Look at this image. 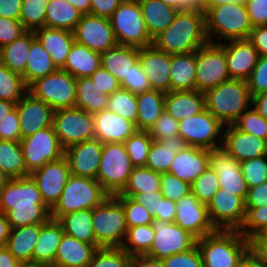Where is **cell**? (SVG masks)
I'll use <instances>...</instances> for the list:
<instances>
[{"instance_id": "1", "label": "cell", "mask_w": 267, "mask_h": 267, "mask_svg": "<svg viewBox=\"0 0 267 267\" xmlns=\"http://www.w3.org/2000/svg\"><path fill=\"white\" fill-rule=\"evenodd\" d=\"M0 211L6 214L11 228L44 224L51 218L31 176L10 179L0 190Z\"/></svg>"}, {"instance_id": "2", "label": "cell", "mask_w": 267, "mask_h": 267, "mask_svg": "<svg viewBox=\"0 0 267 267\" xmlns=\"http://www.w3.org/2000/svg\"><path fill=\"white\" fill-rule=\"evenodd\" d=\"M208 42L205 13L187 9L179 10L172 24L152 39L156 49L169 55L195 52Z\"/></svg>"}, {"instance_id": "3", "label": "cell", "mask_w": 267, "mask_h": 267, "mask_svg": "<svg viewBox=\"0 0 267 267\" xmlns=\"http://www.w3.org/2000/svg\"><path fill=\"white\" fill-rule=\"evenodd\" d=\"M203 267H236L249 251V241L239 230L217 229L197 239Z\"/></svg>"}, {"instance_id": "4", "label": "cell", "mask_w": 267, "mask_h": 267, "mask_svg": "<svg viewBox=\"0 0 267 267\" xmlns=\"http://www.w3.org/2000/svg\"><path fill=\"white\" fill-rule=\"evenodd\" d=\"M205 108L224 126L233 124L250 107L247 81L230 79L204 93Z\"/></svg>"}, {"instance_id": "5", "label": "cell", "mask_w": 267, "mask_h": 267, "mask_svg": "<svg viewBox=\"0 0 267 267\" xmlns=\"http://www.w3.org/2000/svg\"><path fill=\"white\" fill-rule=\"evenodd\" d=\"M206 35L210 43L216 36L225 41L248 39L253 26L245 3L230 2L211 7L205 13ZM215 36V37H214Z\"/></svg>"}, {"instance_id": "6", "label": "cell", "mask_w": 267, "mask_h": 267, "mask_svg": "<svg viewBox=\"0 0 267 267\" xmlns=\"http://www.w3.org/2000/svg\"><path fill=\"white\" fill-rule=\"evenodd\" d=\"M109 196L96 179L70 175L59 201L51 209V218L58 220L70 212L93 210Z\"/></svg>"}, {"instance_id": "7", "label": "cell", "mask_w": 267, "mask_h": 267, "mask_svg": "<svg viewBox=\"0 0 267 267\" xmlns=\"http://www.w3.org/2000/svg\"><path fill=\"white\" fill-rule=\"evenodd\" d=\"M92 230L101 247H121L127 234L123 205L116 196L107 197L92 210Z\"/></svg>"}, {"instance_id": "8", "label": "cell", "mask_w": 267, "mask_h": 267, "mask_svg": "<svg viewBox=\"0 0 267 267\" xmlns=\"http://www.w3.org/2000/svg\"><path fill=\"white\" fill-rule=\"evenodd\" d=\"M109 21L118 45L137 48L152 45L138 0H123Z\"/></svg>"}, {"instance_id": "9", "label": "cell", "mask_w": 267, "mask_h": 267, "mask_svg": "<svg viewBox=\"0 0 267 267\" xmlns=\"http://www.w3.org/2000/svg\"><path fill=\"white\" fill-rule=\"evenodd\" d=\"M132 169L124 143L103 144L96 180L110 196H115L124 189Z\"/></svg>"}, {"instance_id": "10", "label": "cell", "mask_w": 267, "mask_h": 267, "mask_svg": "<svg viewBox=\"0 0 267 267\" xmlns=\"http://www.w3.org/2000/svg\"><path fill=\"white\" fill-rule=\"evenodd\" d=\"M28 92L54 110L75 107L76 78L62 69L39 78L28 86Z\"/></svg>"}, {"instance_id": "11", "label": "cell", "mask_w": 267, "mask_h": 267, "mask_svg": "<svg viewBox=\"0 0 267 267\" xmlns=\"http://www.w3.org/2000/svg\"><path fill=\"white\" fill-rule=\"evenodd\" d=\"M196 90L202 93L230 80L225 49L208 42L195 51Z\"/></svg>"}, {"instance_id": "12", "label": "cell", "mask_w": 267, "mask_h": 267, "mask_svg": "<svg viewBox=\"0 0 267 267\" xmlns=\"http://www.w3.org/2000/svg\"><path fill=\"white\" fill-rule=\"evenodd\" d=\"M53 128L64 149L95 138L93 116L77 107L54 110Z\"/></svg>"}, {"instance_id": "13", "label": "cell", "mask_w": 267, "mask_h": 267, "mask_svg": "<svg viewBox=\"0 0 267 267\" xmlns=\"http://www.w3.org/2000/svg\"><path fill=\"white\" fill-rule=\"evenodd\" d=\"M178 127L179 136L185 140L188 146L208 150L222 147L223 134L221 131L224 125L206 108L197 115L179 121Z\"/></svg>"}, {"instance_id": "14", "label": "cell", "mask_w": 267, "mask_h": 267, "mask_svg": "<svg viewBox=\"0 0 267 267\" xmlns=\"http://www.w3.org/2000/svg\"><path fill=\"white\" fill-rule=\"evenodd\" d=\"M25 165L29 174L48 162L57 161L64 156L53 126L38 130L20 140Z\"/></svg>"}, {"instance_id": "15", "label": "cell", "mask_w": 267, "mask_h": 267, "mask_svg": "<svg viewBox=\"0 0 267 267\" xmlns=\"http://www.w3.org/2000/svg\"><path fill=\"white\" fill-rule=\"evenodd\" d=\"M154 233L150 250L145 254L163 260L171 255L189 251L197 245V238L174 222L154 220Z\"/></svg>"}, {"instance_id": "16", "label": "cell", "mask_w": 267, "mask_h": 267, "mask_svg": "<svg viewBox=\"0 0 267 267\" xmlns=\"http://www.w3.org/2000/svg\"><path fill=\"white\" fill-rule=\"evenodd\" d=\"M208 212L216 229L239 230L246 216L245 201L240 196L219 189L208 205Z\"/></svg>"}, {"instance_id": "17", "label": "cell", "mask_w": 267, "mask_h": 267, "mask_svg": "<svg viewBox=\"0 0 267 267\" xmlns=\"http://www.w3.org/2000/svg\"><path fill=\"white\" fill-rule=\"evenodd\" d=\"M74 40L99 53L117 45L109 18L82 15L73 30Z\"/></svg>"}, {"instance_id": "18", "label": "cell", "mask_w": 267, "mask_h": 267, "mask_svg": "<svg viewBox=\"0 0 267 267\" xmlns=\"http://www.w3.org/2000/svg\"><path fill=\"white\" fill-rule=\"evenodd\" d=\"M174 223L197 239L217 230L210 221L208 206L201 203L192 193L176 202Z\"/></svg>"}, {"instance_id": "19", "label": "cell", "mask_w": 267, "mask_h": 267, "mask_svg": "<svg viewBox=\"0 0 267 267\" xmlns=\"http://www.w3.org/2000/svg\"><path fill=\"white\" fill-rule=\"evenodd\" d=\"M30 176L40 191L43 202L52 209L59 201L61 193L70 176L69 165L63 156L57 161L48 162Z\"/></svg>"}, {"instance_id": "20", "label": "cell", "mask_w": 267, "mask_h": 267, "mask_svg": "<svg viewBox=\"0 0 267 267\" xmlns=\"http://www.w3.org/2000/svg\"><path fill=\"white\" fill-rule=\"evenodd\" d=\"M209 166L218 175L220 189L240 196L244 201L248 187L240 163L222 147L210 150Z\"/></svg>"}, {"instance_id": "21", "label": "cell", "mask_w": 267, "mask_h": 267, "mask_svg": "<svg viewBox=\"0 0 267 267\" xmlns=\"http://www.w3.org/2000/svg\"><path fill=\"white\" fill-rule=\"evenodd\" d=\"M103 143L94 138L64 149L70 175L96 179Z\"/></svg>"}, {"instance_id": "22", "label": "cell", "mask_w": 267, "mask_h": 267, "mask_svg": "<svg viewBox=\"0 0 267 267\" xmlns=\"http://www.w3.org/2000/svg\"><path fill=\"white\" fill-rule=\"evenodd\" d=\"M19 116L21 139L53 126L54 109L27 92L15 105Z\"/></svg>"}, {"instance_id": "23", "label": "cell", "mask_w": 267, "mask_h": 267, "mask_svg": "<svg viewBox=\"0 0 267 267\" xmlns=\"http://www.w3.org/2000/svg\"><path fill=\"white\" fill-rule=\"evenodd\" d=\"M216 44H220L225 49L230 78L247 81L259 58L252 43L248 39H238L219 41Z\"/></svg>"}, {"instance_id": "24", "label": "cell", "mask_w": 267, "mask_h": 267, "mask_svg": "<svg viewBox=\"0 0 267 267\" xmlns=\"http://www.w3.org/2000/svg\"><path fill=\"white\" fill-rule=\"evenodd\" d=\"M138 62L152 90L164 93L171 91L169 54L156 49L153 45L139 48Z\"/></svg>"}, {"instance_id": "25", "label": "cell", "mask_w": 267, "mask_h": 267, "mask_svg": "<svg viewBox=\"0 0 267 267\" xmlns=\"http://www.w3.org/2000/svg\"><path fill=\"white\" fill-rule=\"evenodd\" d=\"M223 129L222 148L239 163L267 155V141L237 129L233 124Z\"/></svg>"}, {"instance_id": "26", "label": "cell", "mask_w": 267, "mask_h": 267, "mask_svg": "<svg viewBox=\"0 0 267 267\" xmlns=\"http://www.w3.org/2000/svg\"><path fill=\"white\" fill-rule=\"evenodd\" d=\"M209 160L210 150L187 146L176 153L167 173L191 185L209 166Z\"/></svg>"}, {"instance_id": "27", "label": "cell", "mask_w": 267, "mask_h": 267, "mask_svg": "<svg viewBox=\"0 0 267 267\" xmlns=\"http://www.w3.org/2000/svg\"><path fill=\"white\" fill-rule=\"evenodd\" d=\"M95 138L105 143H124L137 129L133 122L110 110H102L92 115Z\"/></svg>"}, {"instance_id": "28", "label": "cell", "mask_w": 267, "mask_h": 267, "mask_svg": "<svg viewBox=\"0 0 267 267\" xmlns=\"http://www.w3.org/2000/svg\"><path fill=\"white\" fill-rule=\"evenodd\" d=\"M100 247L64 234L59 243L54 264L63 267H86Z\"/></svg>"}, {"instance_id": "29", "label": "cell", "mask_w": 267, "mask_h": 267, "mask_svg": "<svg viewBox=\"0 0 267 267\" xmlns=\"http://www.w3.org/2000/svg\"><path fill=\"white\" fill-rule=\"evenodd\" d=\"M35 37L51 56L54 64L61 69L73 45V32L64 29L42 27L34 31Z\"/></svg>"}, {"instance_id": "30", "label": "cell", "mask_w": 267, "mask_h": 267, "mask_svg": "<svg viewBox=\"0 0 267 267\" xmlns=\"http://www.w3.org/2000/svg\"><path fill=\"white\" fill-rule=\"evenodd\" d=\"M164 109L177 121L188 119L205 109V95L197 90L170 91L165 95Z\"/></svg>"}, {"instance_id": "31", "label": "cell", "mask_w": 267, "mask_h": 267, "mask_svg": "<svg viewBox=\"0 0 267 267\" xmlns=\"http://www.w3.org/2000/svg\"><path fill=\"white\" fill-rule=\"evenodd\" d=\"M63 235L64 230L58 220L50 218L46 223L42 224L38 241L32 253V264L42 266L54 263Z\"/></svg>"}, {"instance_id": "32", "label": "cell", "mask_w": 267, "mask_h": 267, "mask_svg": "<svg viewBox=\"0 0 267 267\" xmlns=\"http://www.w3.org/2000/svg\"><path fill=\"white\" fill-rule=\"evenodd\" d=\"M101 66V54L76 41L61 68L74 78L90 77Z\"/></svg>"}, {"instance_id": "33", "label": "cell", "mask_w": 267, "mask_h": 267, "mask_svg": "<svg viewBox=\"0 0 267 267\" xmlns=\"http://www.w3.org/2000/svg\"><path fill=\"white\" fill-rule=\"evenodd\" d=\"M100 54L101 66L121 83L131 67L138 62L139 48L117 44Z\"/></svg>"}, {"instance_id": "34", "label": "cell", "mask_w": 267, "mask_h": 267, "mask_svg": "<svg viewBox=\"0 0 267 267\" xmlns=\"http://www.w3.org/2000/svg\"><path fill=\"white\" fill-rule=\"evenodd\" d=\"M148 35L153 39L173 22L179 10L161 0H138Z\"/></svg>"}, {"instance_id": "35", "label": "cell", "mask_w": 267, "mask_h": 267, "mask_svg": "<svg viewBox=\"0 0 267 267\" xmlns=\"http://www.w3.org/2000/svg\"><path fill=\"white\" fill-rule=\"evenodd\" d=\"M179 135L162 141H153L145 167L159 173H167L176 153L187 147Z\"/></svg>"}, {"instance_id": "36", "label": "cell", "mask_w": 267, "mask_h": 267, "mask_svg": "<svg viewBox=\"0 0 267 267\" xmlns=\"http://www.w3.org/2000/svg\"><path fill=\"white\" fill-rule=\"evenodd\" d=\"M171 91L196 90L195 52L170 55Z\"/></svg>"}, {"instance_id": "37", "label": "cell", "mask_w": 267, "mask_h": 267, "mask_svg": "<svg viewBox=\"0 0 267 267\" xmlns=\"http://www.w3.org/2000/svg\"><path fill=\"white\" fill-rule=\"evenodd\" d=\"M42 224L11 228L6 247L21 263L32 264V253Z\"/></svg>"}, {"instance_id": "38", "label": "cell", "mask_w": 267, "mask_h": 267, "mask_svg": "<svg viewBox=\"0 0 267 267\" xmlns=\"http://www.w3.org/2000/svg\"><path fill=\"white\" fill-rule=\"evenodd\" d=\"M57 70L58 68L54 64L51 56L35 37L34 31H31V47L28 52L26 70L22 76L24 82L29 86L37 79L54 73Z\"/></svg>"}, {"instance_id": "39", "label": "cell", "mask_w": 267, "mask_h": 267, "mask_svg": "<svg viewBox=\"0 0 267 267\" xmlns=\"http://www.w3.org/2000/svg\"><path fill=\"white\" fill-rule=\"evenodd\" d=\"M165 95L164 92L152 89L136 95L138 105L137 130L149 131L155 124L165 110Z\"/></svg>"}, {"instance_id": "40", "label": "cell", "mask_w": 267, "mask_h": 267, "mask_svg": "<svg viewBox=\"0 0 267 267\" xmlns=\"http://www.w3.org/2000/svg\"><path fill=\"white\" fill-rule=\"evenodd\" d=\"M109 96L90 77L76 79L75 107L93 115L107 108Z\"/></svg>"}, {"instance_id": "41", "label": "cell", "mask_w": 267, "mask_h": 267, "mask_svg": "<svg viewBox=\"0 0 267 267\" xmlns=\"http://www.w3.org/2000/svg\"><path fill=\"white\" fill-rule=\"evenodd\" d=\"M31 47V31L0 48V62L12 72L23 76L26 70L28 52Z\"/></svg>"}, {"instance_id": "42", "label": "cell", "mask_w": 267, "mask_h": 267, "mask_svg": "<svg viewBox=\"0 0 267 267\" xmlns=\"http://www.w3.org/2000/svg\"><path fill=\"white\" fill-rule=\"evenodd\" d=\"M58 221L61 223L64 234L79 241L92 245H99L95 241L92 230V210L82 209L62 215Z\"/></svg>"}, {"instance_id": "43", "label": "cell", "mask_w": 267, "mask_h": 267, "mask_svg": "<svg viewBox=\"0 0 267 267\" xmlns=\"http://www.w3.org/2000/svg\"><path fill=\"white\" fill-rule=\"evenodd\" d=\"M82 14L66 0H49L46 8L45 27L73 32Z\"/></svg>"}, {"instance_id": "44", "label": "cell", "mask_w": 267, "mask_h": 267, "mask_svg": "<svg viewBox=\"0 0 267 267\" xmlns=\"http://www.w3.org/2000/svg\"><path fill=\"white\" fill-rule=\"evenodd\" d=\"M0 167L11 179L30 176L20 141L0 140Z\"/></svg>"}, {"instance_id": "45", "label": "cell", "mask_w": 267, "mask_h": 267, "mask_svg": "<svg viewBox=\"0 0 267 267\" xmlns=\"http://www.w3.org/2000/svg\"><path fill=\"white\" fill-rule=\"evenodd\" d=\"M161 173L147 167H133L124 189L115 196L133 197L136 193L160 191Z\"/></svg>"}, {"instance_id": "46", "label": "cell", "mask_w": 267, "mask_h": 267, "mask_svg": "<svg viewBox=\"0 0 267 267\" xmlns=\"http://www.w3.org/2000/svg\"><path fill=\"white\" fill-rule=\"evenodd\" d=\"M154 229L152 224L127 228V234L121 248L131 257L145 255L153 243Z\"/></svg>"}, {"instance_id": "47", "label": "cell", "mask_w": 267, "mask_h": 267, "mask_svg": "<svg viewBox=\"0 0 267 267\" xmlns=\"http://www.w3.org/2000/svg\"><path fill=\"white\" fill-rule=\"evenodd\" d=\"M27 92L28 86L23 77L0 62V100L16 104Z\"/></svg>"}, {"instance_id": "48", "label": "cell", "mask_w": 267, "mask_h": 267, "mask_svg": "<svg viewBox=\"0 0 267 267\" xmlns=\"http://www.w3.org/2000/svg\"><path fill=\"white\" fill-rule=\"evenodd\" d=\"M152 142L149 132L143 130H136L126 139L124 145L133 167L146 165Z\"/></svg>"}, {"instance_id": "49", "label": "cell", "mask_w": 267, "mask_h": 267, "mask_svg": "<svg viewBox=\"0 0 267 267\" xmlns=\"http://www.w3.org/2000/svg\"><path fill=\"white\" fill-rule=\"evenodd\" d=\"M107 110L117 113L119 116L133 122L136 126L138 105L136 95L128 90L120 88L109 96Z\"/></svg>"}, {"instance_id": "50", "label": "cell", "mask_w": 267, "mask_h": 267, "mask_svg": "<svg viewBox=\"0 0 267 267\" xmlns=\"http://www.w3.org/2000/svg\"><path fill=\"white\" fill-rule=\"evenodd\" d=\"M48 2L49 0H23L19 20L26 31L45 27Z\"/></svg>"}, {"instance_id": "51", "label": "cell", "mask_w": 267, "mask_h": 267, "mask_svg": "<svg viewBox=\"0 0 267 267\" xmlns=\"http://www.w3.org/2000/svg\"><path fill=\"white\" fill-rule=\"evenodd\" d=\"M131 259L121 247H100L86 267H130Z\"/></svg>"}, {"instance_id": "52", "label": "cell", "mask_w": 267, "mask_h": 267, "mask_svg": "<svg viewBox=\"0 0 267 267\" xmlns=\"http://www.w3.org/2000/svg\"><path fill=\"white\" fill-rule=\"evenodd\" d=\"M219 189L218 175L210 166L191 184V193L207 206Z\"/></svg>"}, {"instance_id": "53", "label": "cell", "mask_w": 267, "mask_h": 267, "mask_svg": "<svg viewBox=\"0 0 267 267\" xmlns=\"http://www.w3.org/2000/svg\"><path fill=\"white\" fill-rule=\"evenodd\" d=\"M116 197L118 198V201L123 205L127 228L153 223L154 218L152 217L151 212L145 209L144 205L136 202L128 196Z\"/></svg>"}, {"instance_id": "54", "label": "cell", "mask_w": 267, "mask_h": 267, "mask_svg": "<svg viewBox=\"0 0 267 267\" xmlns=\"http://www.w3.org/2000/svg\"><path fill=\"white\" fill-rule=\"evenodd\" d=\"M233 125L245 133L267 141V121L254 108L245 110Z\"/></svg>"}, {"instance_id": "55", "label": "cell", "mask_w": 267, "mask_h": 267, "mask_svg": "<svg viewBox=\"0 0 267 267\" xmlns=\"http://www.w3.org/2000/svg\"><path fill=\"white\" fill-rule=\"evenodd\" d=\"M240 166L248 189L267 181V155L241 161Z\"/></svg>"}, {"instance_id": "56", "label": "cell", "mask_w": 267, "mask_h": 267, "mask_svg": "<svg viewBox=\"0 0 267 267\" xmlns=\"http://www.w3.org/2000/svg\"><path fill=\"white\" fill-rule=\"evenodd\" d=\"M246 216L239 232L247 239L261 233L267 227V205L245 207Z\"/></svg>"}, {"instance_id": "57", "label": "cell", "mask_w": 267, "mask_h": 267, "mask_svg": "<svg viewBox=\"0 0 267 267\" xmlns=\"http://www.w3.org/2000/svg\"><path fill=\"white\" fill-rule=\"evenodd\" d=\"M160 192L173 202L191 193V185L170 173H161Z\"/></svg>"}, {"instance_id": "58", "label": "cell", "mask_w": 267, "mask_h": 267, "mask_svg": "<svg viewBox=\"0 0 267 267\" xmlns=\"http://www.w3.org/2000/svg\"><path fill=\"white\" fill-rule=\"evenodd\" d=\"M179 121L167 113L165 110L157 119L155 124L149 129L150 137L153 141H162L179 135Z\"/></svg>"}, {"instance_id": "59", "label": "cell", "mask_w": 267, "mask_h": 267, "mask_svg": "<svg viewBox=\"0 0 267 267\" xmlns=\"http://www.w3.org/2000/svg\"><path fill=\"white\" fill-rule=\"evenodd\" d=\"M120 86L122 89L128 90L135 95L151 90L149 80L143 73L139 62L131 67L127 77L123 79Z\"/></svg>"}, {"instance_id": "60", "label": "cell", "mask_w": 267, "mask_h": 267, "mask_svg": "<svg viewBox=\"0 0 267 267\" xmlns=\"http://www.w3.org/2000/svg\"><path fill=\"white\" fill-rule=\"evenodd\" d=\"M163 267H203L198 246L189 251L180 252L161 260Z\"/></svg>"}, {"instance_id": "61", "label": "cell", "mask_w": 267, "mask_h": 267, "mask_svg": "<svg viewBox=\"0 0 267 267\" xmlns=\"http://www.w3.org/2000/svg\"><path fill=\"white\" fill-rule=\"evenodd\" d=\"M247 84L251 97L267 92V56H259Z\"/></svg>"}, {"instance_id": "62", "label": "cell", "mask_w": 267, "mask_h": 267, "mask_svg": "<svg viewBox=\"0 0 267 267\" xmlns=\"http://www.w3.org/2000/svg\"><path fill=\"white\" fill-rule=\"evenodd\" d=\"M0 140L20 141L21 131L17 108L11 110L6 117L0 121Z\"/></svg>"}, {"instance_id": "63", "label": "cell", "mask_w": 267, "mask_h": 267, "mask_svg": "<svg viewBox=\"0 0 267 267\" xmlns=\"http://www.w3.org/2000/svg\"><path fill=\"white\" fill-rule=\"evenodd\" d=\"M25 32L20 20L0 16V48L18 39Z\"/></svg>"}, {"instance_id": "64", "label": "cell", "mask_w": 267, "mask_h": 267, "mask_svg": "<svg viewBox=\"0 0 267 267\" xmlns=\"http://www.w3.org/2000/svg\"><path fill=\"white\" fill-rule=\"evenodd\" d=\"M90 78L99 88H101L104 93L108 95L113 94L115 91L121 88L120 82L117 80V78L114 77L109 71L104 69L102 66H100L90 76Z\"/></svg>"}, {"instance_id": "65", "label": "cell", "mask_w": 267, "mask_h": 267, "mask_svg": "<svg viewBox=\"0 0 267 267\" xmlns=\"http://www.w3.org/2000/svg\"><path fill=\"white\" fill-rule=\"evenodd\" d=\"M244 3L253 28L267 25V0H245Z\"/></svg>"}, {"instance_id": "66", "label": "cell", "mask_w": 267, "mask_h": 267, "mask_svg": "<svg viewBox=\"0 0 267 267\" xmlns=\"http://www.w3.org/2000/svg\"><path fill=\"white\" fill-rule=\"evenodd\" d=\"M154 220L174 222L176 216V202L160 197L155 204V210L151 213Z\"/></svg>"}, {"instance_id": "67", "label": "cell", "mask_w": 267, "mask_h": 267, "mask_svg": "<svg viewBox=\"0 0 267 267\" xmlns=\"http://www.w3.org/2000/svg\"><path fill=\"white\" fill-rule=\"evenodd\" d=\"M249 252L264 266L267 267V237L261 233L248 239Z\"/></svg>"}, {"instance_id": "68", "label": "cell", "mask_w": 267, "mask_h": 267, "mask_svg": "<svg viewBox=\"0 0 267 267\" xmlns=\"http://www.w3.org/2000/svg\"><path fill=\"white\" fill-rule=\"evenodd\" d=\"M267 205V181L248 189L245 207H262Z\"/></svg>"}, {"instance_id": "69", "label": "cell", "mask_w": 267, "mask_h": 267, "mask_svg": "<svg viewBox=\"0 0 267 267\" xmlns=\"http://www.w3.org/2000/svg\"><path fill=\"white\" fill-rule=\"evenodd\" d=\"M90 14L109 18L123 0H90Z\"/></svg>"}, {"instance_id": "70", "label": "cell", "mask_w": 267, "mask_h": 267, "mask_svg": "<svg viewBox=\"0 0 267 267\" xmlns=\"http://www.w3.org/2000/svg\"><path fill=\"white\" fill-rule=\"evenodd\" d=\"M248 40L255 47L259 56H267V25L254 27Z\"/></svg>"}, {"instance_id": "71", "label": "cell", "mask_w": 267, "mask_h": 267, "mask_svg": "<svg viewBox=\"0 0 267 267\" xmlns=\"http://www.w3.org/2000/svg\"><path fill=\"white\" fill-rule=\"evenodd\" d=\"M23 0H0V16L19 20Z\"/></svg>"}, {"instance_id": "72", "label": "cell", "mask_w": 267, "mask_h": 267, "mask_svg": "<svg viewBox=\"0 0 267 267\" xmlns=\"http://www.w3.org/2000/svg\"><path fill=\"white\" fill-rule=\"evenodd\" d=\"M160 197H162V193L160 191H153V192L136 193L132 197V199L144 205L145 209L152 213L155 210V204L157 203V200Z\"/></svg>"}, {"instance_id": "73", "label": "cell", "mask_w": 267, "mask_h": 267, "mask_svg": "<svg viewBox=\"0 0 267 267\" xmlns=\"http://www.w3.org/2000/svg\"><path fill=\"white\" fill-rule=\"evenodd\" d=\"M130 267H163L161 260L147 255L132 256Z\"/></svg>"}, {"instance_id": "74", "label": "cell", "mask_w": 267, "mask_h": 267, "mask_svg": "<svg viewBox=\"0 0 267 267\" xmlns=\"http://www.w3.org/2000/svg\"><path fill=\"white\" fill-rule=\"evenodd\" d=\"M252 106L267 121V92L252 96Z\"/></svg>"}, {"instance_id": "75", "label": "cell", "mask_w": 267, "mask_h": 267, "mask_svg": "<svg viewBox=\"0 0 267 267\" xmlns=\"http://www.w3.org/2000/svg\"><path fill=\"white\" fill-rule=\"evenodd\" d=\"M21 264L6 246H0V267H19Z\"/></svg>"}, {"instance_id": "76", "label": "cell", "mask_w": 267, "mask_h": 267, "mask_svg": "<svg viewBox=\"0 0 267 267\" xmlns=\"http://www.w3.org/2000/svg\"><path fill=\"white\" fill-rule=\"evenodd\" d=\"M10 231L11 227L6 214L0 211V246H6Z\"/></svg>"}, {"instance_id": "77", "label": "cell", "mask_w": 267, "mask_h": 267, "mask_svg": "<svg viewBox=\"0 0 267 267\" xmlns=\"http://www.w3.org/2000/svg\"><path fill=\"white\" fill-rule=\"evenodd\" d=\"M236 267H264L249 251L238 262Z\"/></svg>"}, {"instance_id": "78", "label": "cell", "mask_w": 267, "mask_h": 267, "mask_svg": "<svg viewBox=\"0 0 267 267\" xmlns=\"http://www.w3.org/2000/svg\"><path fill=\"white\" fill-rule=\"evenodd\" d=\"M73 5L82 15L90 14L91 1L90 0H66Z\"/></svg>"}, {"instance_id": "79", "label": "cell", "mask_w": 267, "mask_h": 267, "mask_svg": "<svg viewBox=\"0 0 267 267\" xmlns=\"http://www.w3.org/2000/svg\"><path fill=\"white\" fill-rule=\"evenodd\" d=\"M185 9L203 12V0H182V10Z\"/></svg>"}, {"instance_id": "80", "label": "cell", "mask_w": 267, "mask_h": 267, "mask_svg": "<svg viewBox=\"0 0 267 267\" xmlns=\"http://www.w3.org/2000/svg\"><path fill=\"white\" fill-rule=\"evenodd\" d=\"M230 2L244 3L245 0H203V12L206 13L211 7Z\"/></svg>"}]
</instances>
